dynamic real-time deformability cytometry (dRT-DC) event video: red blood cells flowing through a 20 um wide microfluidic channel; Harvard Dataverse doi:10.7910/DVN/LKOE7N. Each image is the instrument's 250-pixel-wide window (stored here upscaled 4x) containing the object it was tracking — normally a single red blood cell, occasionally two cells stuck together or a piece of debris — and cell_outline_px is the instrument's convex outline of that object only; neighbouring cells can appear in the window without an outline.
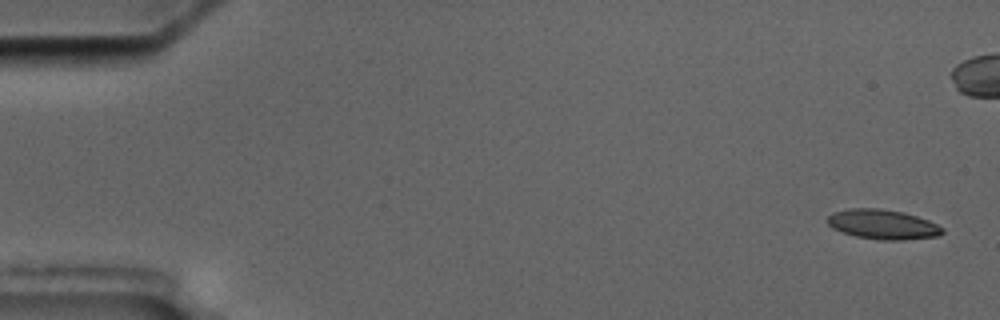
{"species": "common noctule bat (a hibernating species)", "species_latin": "Nyctalus noctula", "temperature_condition": "cold", "stored_images_in_passage": 6, "camera_frame_rate_fps": 3000, "um_per_image_px": 0.085, "animal": {"sex": "male", "body_mass_g": 17.5, "forearm_length_mm": 52.3}, "frame": {"image": 1, "passage_image": 1, "time_ms": 0.0, "image_size_px": [1000, 320], "cell_outline_px": [[944, 232], [936, 236], [900, 240], [880, 240], [856, 236], [832, 228], [828, 224], [828, 216], [832, 212], [848, 208], [880, 208], [904, 212], [928, 220], [944, 228]], "centroid_in_image_um": [75.02, 19.06], "position_along_channel_um": 10.0, "area_um2": 19.83}}
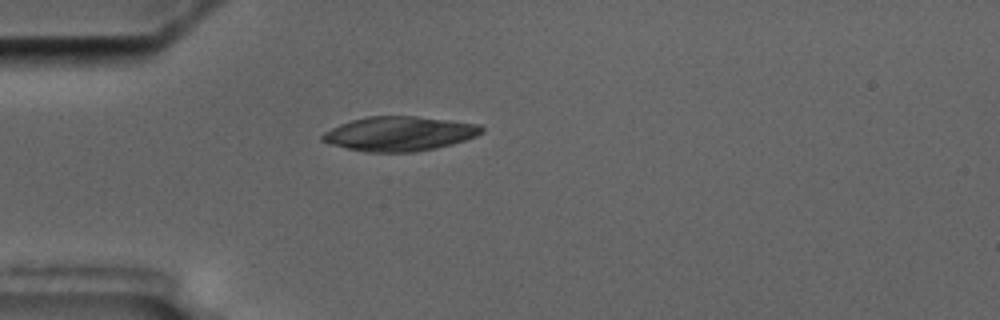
{"frame": {"image": 2, "passage_image": 6, "time_ms": 6.667, "image_size_px": [1000, 320], "cell_outline_px": [[484, 132], [476, 136], [452, 144], [436, 148], [412, 152], [364, 152], [332, 144], [320, 140], [320, 136], [324, 132], [340, 124], [352, 120], [368, 116], [416, 116], [480, 124], [484, 128]], "centroid_in_image_um": [33.96, 11.36], "position_along_channel_um": 51.0, "area_um2": 31.91}}